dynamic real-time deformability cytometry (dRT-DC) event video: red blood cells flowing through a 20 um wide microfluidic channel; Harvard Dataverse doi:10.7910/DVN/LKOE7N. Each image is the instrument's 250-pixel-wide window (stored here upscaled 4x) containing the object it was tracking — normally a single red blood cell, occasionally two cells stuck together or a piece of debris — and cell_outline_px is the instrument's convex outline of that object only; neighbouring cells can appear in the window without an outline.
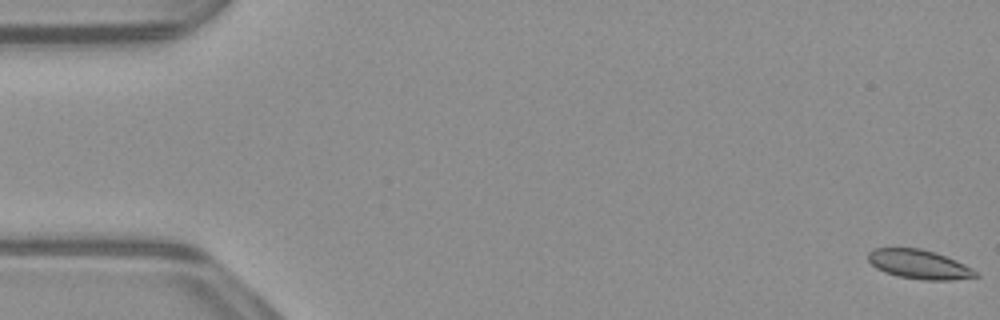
{"species": "common noctule bat (a hibernating species)", "species_latin": "Nyctalus noctula", "temperature_condition": "warm", "stored_images_in_passage": 53, "camera_frame_rate_fps": 3000, "um_per_image_px": 0.085, "animal": {"sex": "male", "body_mass_g": 23.1, "forearm_length_mm": 52.7}, "frame": {"image": 1, "passage_image": 1, "time_ms": 0.0, "image_size_px": [1000, 320], "cell_outline_px": [[980, 276], [952, 280], [924, 280], [896, 276], [884, 272], [876, 268], [868, 260], [868, 252], [876, 248], [920, 248], [936, 252], [956, 260], [980, 272]], "centroid_in_image_um": [78.15, 22.47], "position_along_channel_um": 6.8, "area_um2": 18.44}}
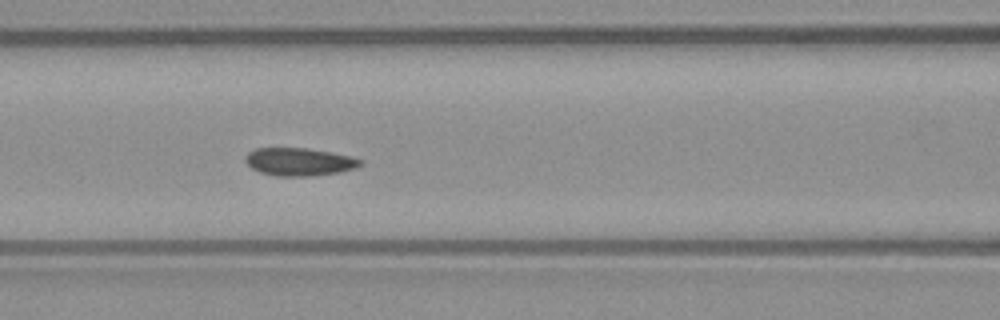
{"frame": {"image": 2, "passage_image": 23, "time_ms": 7.333, "image_size_px": [1000, 320], "cell_outline_px": [[364, 164], [356, 168], [340, 172], [312, 176], [276, 176], [260, 172], [252, 168], [244, 160], [244, 156], [248, 152], [256, 148], [308, 148], [332, 152], [352, 156], [364, 160]], "centroid_in_image_um": [25.48, 13.75], "position_along_channel_um": 141.1, "area_um2": 18.96}}
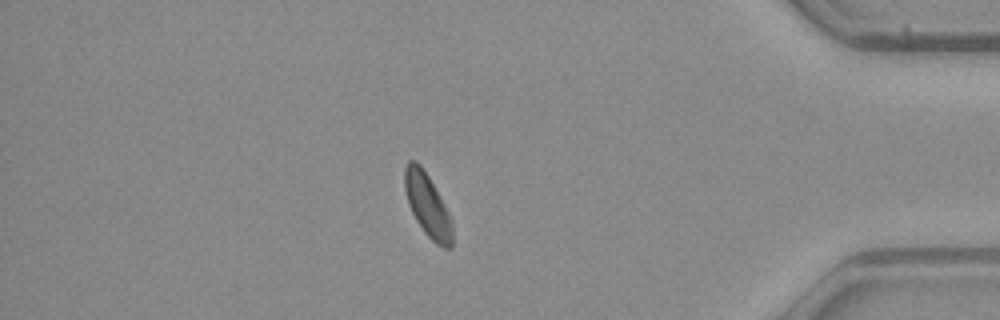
{"frame": {"image": 3, "passage_image": 46, "time_ms": 15.0, "image_size_px": [1000, 320], "cell_outline_px": [[452, 248], [444, 248], [436, 244], [424, 232], [416, 220], [408, 204], [404, 188], [404, 168], [408, 160], [416, 160], [420, 164], [428, 176], [444, 204], [452, 220]], "centroid_in_image_um": [36.32, 17.44], "position_along_channel_um": 398.9, "area_um2": 17.46}, "authors_computed_cell_mechanics": {"area_um2": 18.6116, "velocity_mm_per_s": 3.893, "shape_relaxation_time_tau1_ms": 3.9948, "shape_relaxation_time_tau2_ms": 2.1494, "deformation_change_tau1": 0.105, "deformation_change_tau2": 0.0649}}